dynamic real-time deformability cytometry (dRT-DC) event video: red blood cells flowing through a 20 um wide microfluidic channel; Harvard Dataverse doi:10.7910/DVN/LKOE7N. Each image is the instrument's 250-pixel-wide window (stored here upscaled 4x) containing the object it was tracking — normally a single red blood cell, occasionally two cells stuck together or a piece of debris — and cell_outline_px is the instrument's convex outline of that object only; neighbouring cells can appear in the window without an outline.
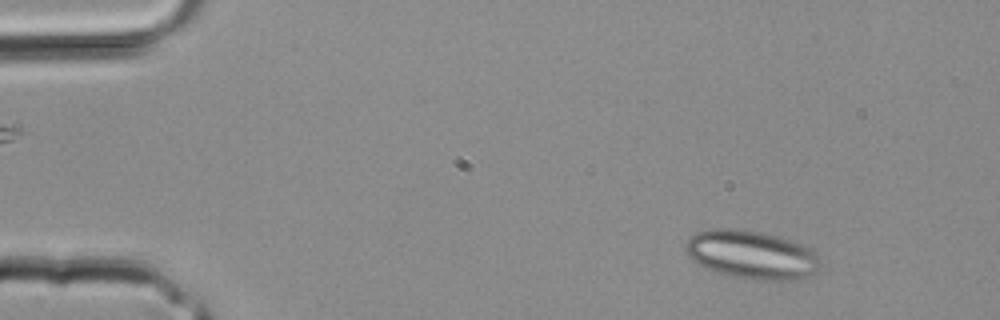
{"species": "common noctule bat (a hibernating species)", "species_latin": "Nyctalus noctula", "temperature_condition": "room temperature", "stored_images_in_passage": 34, "segment_of_instrument_passage": [1, 2], "camera_frame_rate_fps": 3000, "um_per_image_px": 0.085, "animal": {"sex": "male", "body_mass_g": 20.4}, "frame": {"image": 1, "passage_image": 3, "time_ms": 0.667, "image_size_px": [1000, 320], "cell_outline_px": [[824, 264], [816, 272], [804, 280], [764, 280], [740, 276], [720, 272], [704, 268], [692, 260], [684, 248], [684, 244], [696, 232], [708, 228], [728, 228], [764, 232], [780, 236], [792, 240], [812, 248], [816, 252]], "centroid_in_image_um": [63.97, 21.63], "position_along_channel_um": 21.0, "area_um2": 38.49}}